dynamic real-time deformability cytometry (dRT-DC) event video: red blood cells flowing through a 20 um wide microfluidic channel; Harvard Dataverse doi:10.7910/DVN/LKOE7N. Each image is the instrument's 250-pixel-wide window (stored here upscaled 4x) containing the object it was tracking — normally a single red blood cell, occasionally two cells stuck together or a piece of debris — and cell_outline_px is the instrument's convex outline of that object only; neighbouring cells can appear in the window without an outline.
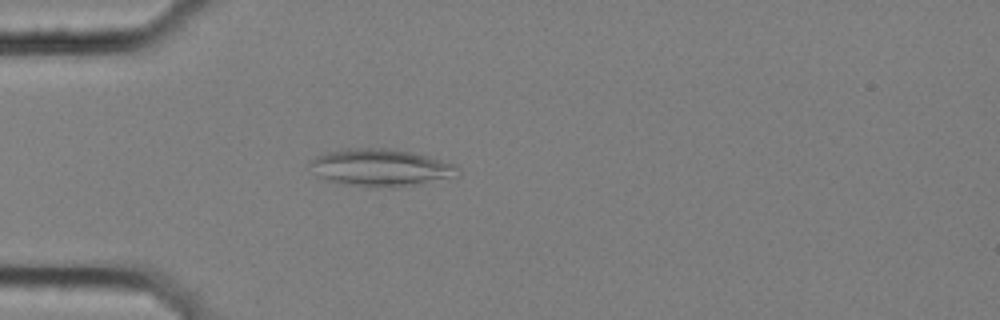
{"species": "common noctule bat (a hibernating species)", "species_latin": "Nyctalus noctula", "temperature_condition": "cold", "stored_images_in_passage": 24, "camera_frame_rate_fps": 3000, "um_per_image_px": 0.085, "animal": {"sex": "female", "body_mass_g": 25.1}, "frame": {"image": 1, "passage_image": 13, "time_ms": 4.0, "image_size_px": [1000, 320], "cell_outline_px": [[460, 168], [448, 176], [424, 184], [392, 188], [368, 188], [344, 184], [320, 176], [308, 164], [308, 160], [316, 156], [328, 152], [348, 148], [384, 148], [412, 152], [428, 156], [456, 164]], "centroid_in_image_um": [32.33, 14.25], "position_along_channel_um": 52.7, "area_um2": 31.96}}